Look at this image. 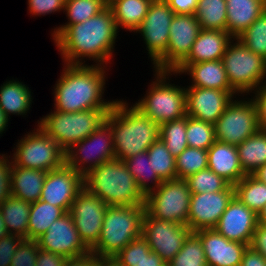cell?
<instances>
[{
    "label": "cell",
    "mask_w": 266,
    "mask_h": 266,
    "mask_svg": "<svg viewBox=\"0 0 266 266\" xmlns=\"http://www.w3.org/2000/svg\"><path fill=\"white\" fill-rule=\"evenodd\" d=\"M118 35L113 12L107 6L85 22L70 25L54 41V45L64 64L89 65L91 63L87 60H90L92 65L110 67L116 55Z\"/></svg>",
    "instance_id": "1"
},
{
    "label": "cell",
    "mask_w": 266,
    "mask_h": 266,
    "mask_svg": "<svg viewBox=\"0 0 266 266\" xmlns=\"http://www.w3.org/2000/svg\"><path fill=\"white\" fill-rule=\"evenodd\" d=\"M23 239L16 234H8L0 239V266H10L12 257Z\"/></svg>",
    "instance_id": "48"
},
{
    "label": "cell",
    "mask_w": 266,
    "mask_h": 266,
    "mask_svg": "<svg viewBox=\"0 0 266 266\" xmlns=\"http://www.w3.org/2000/svg\"><path fill=\"white\" fill-rule=\"evenodd\" d=\"M264 9L266 11V0H264Z\"/></svg>",
    "instance_id": "62"
},
{
    "label": "cell",
    "mask_w": 266,
    "mask_h": 266,
    "mask_svg": "<svg viewBox=\"0 0 266 266\" xmlns=\"http://www.w3.org/2000/svg\"><path fill=\"white\" fill-rule=\"evenodd\" d=\"M67 258L39 248L35 266H64Z\"/></svg>",
    "instance_id": "51"
},
{
    "label": "cell",
    "mask_w": 266,
    "mask_h": 266,
    "mask_svg": "<svg viewBox=\"0 0 266 266\" xmlns=\"http://www.w3.org/2000/svg\"><path fill=\"white\" fill-rule=\"evenodd\" d=\"M251 175L260 182L266 183V164L258 168Z\"/></svg>",
    "instance_id": "58"
},
{
    "label": "cell",
    "mask_w": 266,
    "mask_h": 266,
    "mask_svg": "<svg viewBox=\"0 0 266 266\" xmlns=\"http://www.w3.org/2000/svg\"><path fill=\"white\" fill-rule=\"evenodd\" d=\"M63 214L65 212L60 207L53 206L42 200L31 203L27 239L36 241Z\"/></svg>",
    "instance_id": "34"
},
{
    "label": "cell",
    "mask_w": 266,
    "mask_h": 266,
    "mask_svg": "<svg viewBox=\"0 0 266 266\" xmlns=\"http://www.w3.org/2000/svg\"><path fill=\"white\" fill-rule=\"evenodd\" d=\"M83 187V176L65 164L47 172L40 200L60 207L66 213Z\"/></svg>",
    "instance_id": "19"
},
{
    "label": "cell",
    "mask_w": 266,
    "mask_h": 266,
    "mask_svg": "<svg viewBox=\"0 0 266 266\" xmlns=\"http://www.w3.org/2000/svg\"><path fill=\"white\" fill-rule=\"evenodd\" d=\"M192 233L187 225L159 220L146 212L142 221V237L152 252L157 253L167 264L181 250Z\"/></svg>",
    "instance_id": "14"
},
{
    "label": "cell",
    "mask_w": 266,
    "mask_h": 266,
    "mask_svg": "<svg viewBox=\"0 0 266 266\" xmlns=\"http://www.w3.org/2000/svg\"><path fill=\"white\" fill-rule=\"evenodd\" d=\"M208 168L223 177L231 185L238 183L246 174L243 171L237 148L234 145L215 141L207 150Z\"/></svg>",
    "instance_id": "24"
},
{
    "label": "cell",
    "mask_w": 266,
    "mask_h": 266,
    "mask_svg": "<svg viewBox=\"0 0 266 266\" xmlns=\"http://www.w3.org/2000/svg\"><path fill=\"white\" fill-rule=\"evenodd\" d=\"M153 71V78L141 98L132 104L158 125L187 115L185 86L174 84L173 71ZM154 80V81H153ZM171 80V81H170Z\"/></svg>",
    "instance_id": "5"
},
{
    "label": "cell",
    "mask_w": 266,
    "mask_h": 266,
    "mask_svg": "<svg viewBox=\"0 0 266 266\" xmlns=\"http://www.w3.org/2000/svg\"><path fill=\"white\" fill-rule=\"evenodd\" d=\"M108 205L83 187L73 201L71 214L78 234L91 250L98 242Z\"/></svg>",
    "instance_id": "15"
},
{
    "label": "cell",
    "mask_w": 266,
    "mask_h": 266,
    "mask_svg": "<svg viewBox=\"0 0 266 266\" xmlns=\"http://www.w3.org/2000/svg\"><path fill=\"white\" fill-rule=\"evenodd\" d=\"M237 39L255 54L266 59V11H264Z\"/></svg>",
    "instance_id": "42"
},
{
    "label": "cell",
    "mask_w": 266,
    "mask_h": 266,
    "mask_svg": "<svg viewBox=\"0 0 266 266\" xmlns=\"http://www.w3.org/2000/svg\"><path fill=\"white\" fill-rule=\"evenodd\" d=\"M153 0H113L111 8L118 31L135 32L147 14Z\"/></svg>",
    "instance_id": "29"
},
{
    "label": "cell",
    "mask_w": 266,
    "mask_h": 266,
    "mask_svg": "<svg viewBox=\"0 0 266 266\" xmlns=\"http://www.w3.org/2000/svg\"><path fill=\"white\" fill-rule=\"evenodd\" d=\"M187 115L215 124L228 104L239 96L235 91L185 87Z\"/></svg>",
    "instance_id": "20"
},
{
    "label": "cell",
    "mask_w": 266,
    "mask_h": 266,
    "mask_svg": "<svg viewBox=\"0 0 266 266\" xmlns=\"http://www.w3.org/2000/svg\"><path fill=\"white\" fill-rule=\"evenodd\" d=\"M53 85L54 107L61 112L89 109H111L115 99H105L110 67L99 65H68Z\"/></svg>",
    "instance_id": "2"
},
{
    "label": "cell",
    "mask_w": 266,
    "mask_h": 266,
    "mask_svg": "<svg viewBox=\"0 0 266 266\" xmlns=\"http://www.w3.org/2000/svg\"><path fill=\"white\" fill-rule=\"evenodd\" d=\"M222 62L231 88L248 96L266 82V59L253 53L237 38L228 44Z\"/></svg>",
    "instance_id": "8"
},
{
    "label": "cell",
    "mask_w": 266,
    "mask_h": 266,
    "mask_svg": "<svg viewBox=\"0 0 266 266\" xmlns=\"http://www.w3.org/2000/svg\"><path fill=\"white\" fill-rule=\"evenodd\" d=\"M186 127L187 115L159 125V138L175 158L188 147Z\"/></svg>",
    "instance_id": "37"
},
{
    "label": "cell",
    "mask_w": 266,
    "mask_h": 266,
    "mask_svg": "<svg viewBox=\"0 0 266 266\" xmlns=\"http://www.w3.org/2000/svg\"><path fill=\"white\" fill-rule=\"evenodd\" d=\"M107 1V5H109L113 0H106Z\"/></svg>",
    "instance_id": "61"
},
{
    "label": "cell",
    "mask_w": 266,
    "mask_h": 266,
    "mask_svg": "<svg viewBox=\"0 0 266 266\" xmlns=\"http://www.w3.org/2000/svg\"><path fill=\"white\" fill-rule=\"evenodd\" d=\"M226 31L237 38L264 11V0H226Z\"/></svg>",
    "instance_id": "27"
},
{
    "label": "cell",
    "mask_w": 266,
    "mask_h": 266,
    "mask_svg": "<svg viewBox=\"0 0 266 266\" xmlns=\"http://www.w3.org/2000/svg\"><path fill=\"white\" fill-rule=\"evenodd\" d=\"M232 40L227 31L201 29L188 56L181 63L221 60Z\"/></svg>",
    "instance_id": "25"
},
{
    "label": "cell",
    "mask_w": 266,
    "mask_h": 266,
    "mask_svg": "<svg viewBox=\"0 0 266 266\" xmlns=\"http://www.w3.org/2000/svg\"><path fill=\"white\" fill-rule=\"evenodd\" d=\"M167 266H207L202 242L194 232L185 240L181 250Z\"/></svg>",
    "instance_id": "40"
},
{
    "label": "cell",
    "mask_w": 266,
    "mask_h": 266,
    "mask_svg": "<svg viewBox=\"0 0 266 266\" xmlns=\"http://www.w3.org/2000/svg\"><path fill=\"white\" fill-rule=\"evenodd\" d=\"M177 178L185 179L208 168L207 150L187 147L175 158Z\"/></svg>",
    "instance_id": "41"
},
{
    "label": "cell",
    "mask_w": 266,
    "mask_h": 266,
    "mask_svg": "<svg viewBox=\"0 0 266 266\" xmlns=\"http://www.w3.org/2000/svg\"><path fill=\"white\" fill-rule=\"evenodd\" d=\"M8 234L9 233L7 231L6 225L4 224L3 217L0 213V239Z\"/></svg>",
    "instance_id": "59"
},
{
    "label": "cell",
    "mask_w": 266,
    "mask_h": 266,
    "mask_svg": "<svg viewBox=\"0 0 266 266\" xmlns=\"http://www.w3.org/2000/svg\"><path fill=\"white\" fill-rule=\"evenodd\" d=\"M214 125L217 141L238 146L260 129L255 102L248 96L234 97Z\"/></svg>",
    "instance_id": "12"
},
{
    "label": "cell",
    "mask_w": 266,
    "mask_h": 266,
    "mask_svg": "<svg viewBox=\"0 0 266 266\" xmlns=\"http://www.w3.org/2000/svg\"><path fill=\"white\" fill-rule=\"evenodd\" d=\"M11 157L8 153H0V204L11 195Z\"/></svg>",
    "instance_id": "47"
},
{
    "label": "cell",
    "mask_w": 266,
    "mask_h": 266,
    "mask_svg": "<svg viewBox=\"0 0 266 266\" xmlns=\"http://www.w3.org/2000/svg\"><path fill=\"white\" fill-rule=\"evenodd\" d=\"M151 251L147 241L140 236L127 244L116 256L123 266H141L145 254Z\"/></svg>",
    "instance_id": "44"
},
{
    "label": "cell",
    "mask_w": 266,
    "mask_h": 266,
    "mask_svg": "<svg viewBox=\"0 0 266 266\" xmlns=\"http://www.w3.org/2000/svg\"><path fill=\"white\" fill-rule=\"evenodd\" d=\"M106 0H66L64 14L67 22L51 29L53 42L70 26L85 22L107 7Z\"/></svg>",
    "instance_id": "30"
},
{
    "label": "cell",
    "mask_w": 266,
    "mask_h": 266,
    "mask_svg": "<svg viewBox=\"0 0 266 266\" xmlns=\"http://www.w3.org/2000/svg\"><path fill=\"white\" fill-rule=\"evenodd\" d=\"M66 153V165L85 176L103 162L115 159L111 126L104 120L88 137L73 144Z\"/></svg>",
    "instance_id": "13"
},
{
    "label": "cell",
    "mask_w": 266,
    "mask_h": 266,
    "mask_svg": "<svg viewBox=\"0 0 266 266\" xmlns=\"http://www.w3.org/2000/svg\"><path fill=\"white\" fill-rule=\"evenodd\" d=\"M249 247L266 259V225L258 223L252 235Z\"/></svg>",
    "instance_id": "50"
},
{
    "label": "cell",
    "mask_w": 266,
    "mask_h": 266,
    "mask_svg": "<svg viewBox=\"0 0 266 266\" xmlns=\"http://www.w3.org/2000/svg\"><path fill=\"white\" fill-rule=\"evenodd\" d=\"M30 206V202L13 195L0 204V213L9 234H16L27 239Z\"/></svg>",
    "instance_id": "32"
},
{
    "label": "cell",
    "mask_w": 266,
    "mask_h": 266,
    "mask_svg": "<svg viewBox=\"0 0 266 266\" xmlns=\"http://www.w3.org/2000/svg\"><path fill=\"white\" fill-rule=\"evenodd\" d=\"M174 15L165 0H153L141 25L133 33L141 36L153 70L164 71V52L168 47L170 23Z\"/></svg>",
    "instance_id": "11"
},
{
    "label": "cell",
    "mask_w": 266,
    "mask_h": 266,
    "mask_svg": "<svg viewBox=\"0 0 266 266\" xmlns=\"http://www.w3.org/2000/svg\"><path fill=\"white\" fill-rule=\"evenodd\" d=\"M34 97L33 92L21 80L6 79L0 86V109L11 119V115L27 117Z\"/></svg>",
    "instance_id": "26"
},
{
    "label": "cell",
    "mask_w": 266,
    "mask_h": 266,
    "mask_svg": "<svg viewBox=\"0 0 266 266\" xmlns=\"http://www.w3.org/2000/svg\"><path fill=\"white\" fill-rule=\"evenodd\" d=\"M250 97L257 107L259 128L266 130V82L254 91Z\"/></svg>",
    "instance_id": "49"
},
{
    "label": "cell",
    "mask_w": 266,
    "mask_h": 266,
    "mask_svg": "<svg viewBox=\"0 0 266 266\" xmlns=\"http://www.w3.org/2000/svg\"><path fill=\"white\" fill-rule=\"evenodd\" d=\"M257 224L258 215L234 196L215 229L226 239L249 246Z\"/></svg>",
    "instance_id": "21"
},
{
    "label": "cell",
    "mask_w": 266,
    "mask_h": 266,
    "mask_svg": "<svg viewBox=\"0 0 266 266\" xmlns=\"http://www.w3.org/2000/svg\"><path fill=\"white\" fill-rule=\"evenodd\" d=\"M173 72L177 73V76L180 77L182 74L190 76L188 78L189 85H185V87L234 91L229 84L222 60L180 63Z\"/></svg>",
    "instance_id": "23"
},
{
    "label": "cell",
    "mask_w": 266,
    "mask_h": 266,
    "mask_svg": "<svg viewBox=\"0 0 266 266\" xmlns=\"http://www.w3.org/2000/svg\"><path fill=\"white\" fill-rule=\"evenodd\" d=\"M141 266H167V264L157 253L150 251L148 254H145Z\"/></svg>",
    "instance_id": "55"
},
{
    "label": "cell",
    "mask_w": 266,
    "mask_h": 266,
    "mask_svg": "<svg viewBox=\"0 0 266 266\" xmlns=\"http://www.w3.org/2000/svg\"><path fill=\"white\" fill-rule=\"evenodd\" d=\"M46 175L47 172L22 168L12 163L11 195L30 203L40 200Z\"/></svg>",
    "instance_id": "28"
},
{
    "label": "cell",
    "mask_w": 266,
    "mask_h": 266,
    "mask_svg": "<svg viewBox=\"0 0 266 266\" xmlns=\"http://www.w3.org/2000/svg\"><path fill=\"white\" fill-rule=\"evenodd\" d=\"M38 253L37 241L24 238L18 245L10 266H35Z\"/></svg>",
    "instance_id": "45"
},
{
    "label": "cell",
    "mask_w": 266,
    "mask_h": 266,
    "mask_svg": "<svg viewBox=\"0 0 266 266\" xmlns=\"http://www.w3.org/2000/svg\"><path fill=\"white\" fill-rule=\"evenodd\" d=\"M66 0H27L28 14L32 17H41L63 12Z\"/></svg>",
    "instance_id": "46"
},
{
    "label": "cell",
    "mask_w": 266,
    "mask_h": 266,
    "mask_svg": "<svg viewBox=\"0 0 266 266\" xmlns=\"http://www.w3.org/2000/svg\"><path fill=\"white\" fill-rule=\"evenodd\" d=\"M188 147L208 150L216 141L215 125L187 115Z\"/></svg>",
    "instance_id": "39"
},
{
    "label": "cell",
    "mask_w": 266,
    "mask_h": 266,
    "mask_svg": "<svg viewBox=\"0 0 266 266\" xmlns=\"http://www.w3.org/2000/svg\"><path fill=\"white\" fill-rule=\"evenodd\" d=\"M201 240L207 266H240L248 245L230 241L215 228L194 232Z\"/></svg>",
    "instance_id": "22"
},
{
    "label": "cell",
    "mask_w": 266,
    "mask_h": 266,
    "mask_svg": "<svg viewBox=\"0 0 266 266\" xmlns=\"http://www.w3.org/2000/svg\"><path fill=\"white\" fill-rule=\"evenodd\" d=\"M190 197L185 179L163 181L145 196V212L159 220L187 225Z\"/></svg>",
    "instance_id": "10"
},
{
    "label": "cell",
    "mask_w": 266,
    "mask_h": 266,
    "mask_svg": "<svg viewBox=\"0 0 266 266\" xmlns=\"http://www.w3.org/2000/svg\"><path fill=\"white\" fill-rule=\"evenodd\" d=\"M8 122H10V119L6 116V114L0 109V137L3 136V134L8 129Z\"/></svg>",
    "instance_id": "57"
},
{
    "label": "cell",
    "mask_w": 266,
    "mask_h": 266,
    "mask_svg": "<svg viewBox=\"0 0 266 266\" xmlns=\"http://www.w3.org/2000/svg\"><path fill=\"white\" fill-rule=\"evenodd\" d=\"M97 266H123L115 257H97Z\"/></svg>",
    "instance_id": "56"
},
{
    "label": "cell",
    "mask_w": 266,
    "mask_h": 266,
    "mask_svg": "<svg viewBox=\"0 0 266 266\" xmlns=\"http://www.w3.org/2000/svg\"><path fill=\"white\" fill-rule=\"evenodd\" d=\"M240 266H266V259L248 246L243 253Z\"/></svg>",
    "instance_id": "53"
},
{
    "label": "cell",
    "mask_w": 266,
    "mask_h": 266,
    "mask_svg": "<svg viewBox=\"0 0 266 266\" xmlns=\"http://www.w3.org/2000/svg\"><path fill=\"white\" fill-rule=\"evenodd\" d=\"M235 196L257 215L266 206V183L245 175L234 185Z\"/></svg>",
    "instance_id": "36"
},
{
    "label": "cell",
    "mask_w": 266,
    "mask_h": 266,
    "mask_svg": "<svg viewBox=\"0 0 266 266\" xmlns=\"http://www.w3.org/2000/svg\"><path fill=\"white\" fill-rule=\"evenodd\" d=\"M84 187L108 206L144 205L145 196L137 188L134 176L124 161L103 162L83 176Z\"/></svg>",
    "instance_id": "4"
},
{
    "label": "cell",
    "mask_w": 266,
    "mask_h": 266,
    "mask_svg": "<svg viewBox=\"0 0 266 266\" xmlns=\"http://www.w3.org/2000/svg\"><path fill=\"white\" fill-rule=\"evenodd\" d=\"M129 172L134 176L137 188L146 196L163 181L153 170L147 151L140 152L124 160Z\"/></svg>",
    "instance_id": "33"
},
{
    "label": "cell",
    "mask_w": 266,
    "mask_h": 266,
    "mask_svg": "<svg viewBox=\"0 0 266 266\" xmlns=\"http://www.w3.org/2000/svg\"><path fill=\"white\" fill-rule=\"evenodd\" d=\"M236 148L243 171L251 175L266 164V130L259 129Z\"/></svg>",
    "instance_id": "31"
},
{
    "label": "cell",
    "mask_w": 266,
    "mask_h": 266,
    "mask_svg": "<svg viewBox=\"0 0 266 266\" xmlns=\"http://www.w3.org/2000/svg\"><path fill=\"white\" fill-rule=\"evenodd\" d=\"M105 121L111 126L115 158L121 161L147 151L159 138V125L124 98L115 99Z\"/></svg>",
    "instance_id": "3"
},
{
    "label": "cell",
    "mask_w": 266,
    "mask_h": 266,
    "mask_svg": "<svg viewBox=\"0 0 266 266\" xmlns=\"http://www.w3.org/2000/svg\"><path fill=\"white\" fill-rule=\"evenodd\" d=\"M26 131L10 151L11 162L22 168L48 172L66 164L65 151L39 125Z\"/></svg>",
    "instance_id": "9"
},
{
    "label": "cell",
    "mask_w": 266,
    "mask_h": 266,
    "mask_svg": "<svg viewBox=\"0 0 266 266\" xmlns=\"http://www.w3.org/2000/svg\"><path fill=\"white\" fill-rule=\"evenodd\" d=\"M175 14H194L198 0H165Z\"/></svg>",
    "instance_id": "52"
},
{
    "label": "cell",
    "mask_w": 266,
    "mask_h": 266,
    "mask_svg": "<svg viewBox=\"0 0 266 266\" xmlns=\"http://www.w3.org/2000/svg\"><path fill=\"white\" fill-rule=\"evenodd\" d=\"M147 153L153 170L162 181L177 178L175 157L160 138L147 149Z\"/></svg>",
    "instance_id": "38"
},
{
    "label": "cell",
    "mask_w": 266,
    "mask_h": 266,
    "mask_svg": "<svg viewBox=\"0 0 266 266\" xmlns=\"http://www.w3.org/2000/svg\"><path fill=\"white\" fill-rule=\"evenodd\" d=\"M201 31L194 14H175L170 23L169 41L164 52V71H173L189 54Z\"/></svg>",
    "instance_id": "18"
},
{
    "label": "cell",
    "mask_w": 266,
    "mask_h": 266,
    "mask_svg": "<svg viewBox=\"0 0 266 266\" xmlns=\"http://www.w3.org/2000/svg\"><path fill=\"white\" fill-rule=\"evenodd\" d=\"M39 248L69 258L87 255L91 250L81 240L73 218L66 212L37 240Z\"/></svg>",
    "instance_id": "17"
},
{
    "label": "cell",
    "mask_w": 266,
    "mask_h": 266,
    "mask_svg": "<svg viewBox=\"0 0 266 266\" xmlns=\"http://www.w3.org/2000/svg\"><path fill=\"white\" fill-rule=\"evenodd\" d=\"M111 109H89L80 112L51 111L36 121L43 131L64 151L93 133Z\"/></svg>",
    "instance_id": "7"
},
{
    "label": "cell",
    "mask_w": 266,
    "mask_h": 266,
    "mask_svg": "<svg viewBox=\"0 0 266 266\" xmlns=\"http://www.w3.org/2000/svg\"><path fill=\"white\" fill-rule=\"evenodd\" d=\"M194 15L201 29L226 31V0H198Z\"/></svg>",
    "instance_id": "35"
},
{
    "label": "cell",
    "mask_w": 266,
    "mask_h": 266,
    "mask_svg": "<svg viewBox=\"0 0 266 266\" xmlns=\"http://www.w3.org/2000/svg\"><path fill=\"white\" fill-rule=\"evenodd\" d=\"M258 223L266 225V206L258 214Z\"/></svg>",
    "instance_id": "60"
},
{
    "label": "cell",
    "mask_w": 266,
    "mask_h": 266,
    "mask_svg": "<svg viewBox=\"0 0 266 266\" xmlns=\"http://www.w3.org/2000/svg\"><path fill=\"white\" fill-rule=\"evenodd\" d=\"M191 193L218 192L225 190L230 183L210 168L203 169L185 178Z\"/></svg>",
    "instance_id": "43"
},
{
    "label": "cell",
    "mask_w": 266,
    "mask_h": 266,
    "mask_svg": "<svg viewBox=\"0 0 266 266\" xmlns=\"http://www.w3.org/2000/svg\"><path fill=\"white\" fill-rule=\"evenodd\" d=\"M234 196L231 184L218 192L191 193L187 226L192 232L215 228Z\"/></svg>",
    "instance_id": "16"
},
{
    "label": "cell",
    "mask_w": 266,
    "mask_h": 266,
    "mask_svg": "<svg viewBox=\"0 0 266 266\" xmlns=\"http://www.w3.org/2000/svg\"><path fill=\"white\" fill-rule=\"evenodd\" d=\"M64 266H97V256L90 252L81 257L69 258L64 263Z\"/></svg>",
    "instance_id": "54"
},
{
    "label": "cell",
    "mask_w": 266,
    "mask_h": 266,
    "mask_svg": "<svg viewBox=\"0 0 266 266\" xmlns=\"http://www.w3.org/2000/svg\"><path fill=\"white\" fill-rule=\"evenodd\" d=\"M144 214V205L108 206L98 242L91 253L97 257L116 256L132 240L142 236Z\"/></svg>",
    "instance_id": "6"
}]
</instances>
